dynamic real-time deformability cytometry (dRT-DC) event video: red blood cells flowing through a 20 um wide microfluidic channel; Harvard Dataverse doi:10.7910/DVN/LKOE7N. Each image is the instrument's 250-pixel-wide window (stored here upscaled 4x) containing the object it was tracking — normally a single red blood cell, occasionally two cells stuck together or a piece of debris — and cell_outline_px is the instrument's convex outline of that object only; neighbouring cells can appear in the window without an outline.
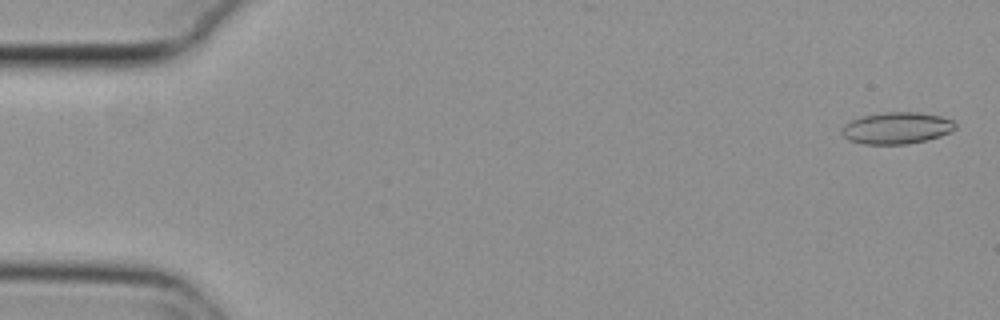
{"species": "common noctule bat (a hibernating species)", "species_latin": "Nyctalus noctula", "temperature_condition": "cold", "stored_images_in_passage": 10, "camera_frame_rate_fps": 3000, "um_per_image_px": 0.085, "animal": {"sex": "female", "body_mass_g": 29.2, "forearm_length_mm": 56.3}, "frame": {"image": 1, "passage_image": 2, "time_ms": 0.333, "image_size_px": [1000, 320], "cell_outline_px": [[956, 128], [940, 136], [924, 140], [904, 144], [864, 144], [848, 140], [840, 132], [840, 128], [844, 124], [852, 120], [864, 116], [884, 112], [920, 112], [940, 116], [952, 120], [956, 124]], "centroid_in_image_um": [76.18, 10.88], "position_along_channel_um": 8.8, "area_um2": 20.87}}